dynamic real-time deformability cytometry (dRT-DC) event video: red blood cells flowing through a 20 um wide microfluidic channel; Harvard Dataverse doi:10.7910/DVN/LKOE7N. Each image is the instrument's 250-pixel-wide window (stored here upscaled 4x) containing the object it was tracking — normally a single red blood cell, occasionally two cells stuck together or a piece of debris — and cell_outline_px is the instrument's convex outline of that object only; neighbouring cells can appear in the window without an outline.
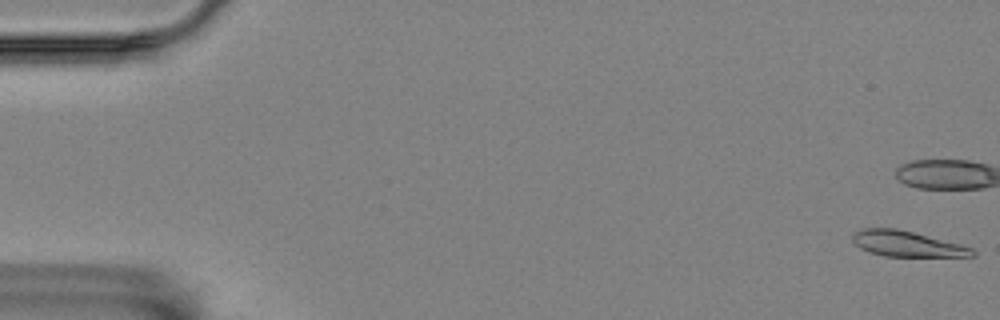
{"species": "Egyptian fruit bat (a non-hibernating species)", "species_latin": "Rousettus aegyptiacus", "temperature_condition": "room temperature", "stored_images_in_passage": 13, "camera_frame_rate_fps": 3000, "um_per_image_px": 0.085, "animal": {"sex": "female"}, "frame": {"image": 1, "passage_image": 1, "time_ms": 0.0, "image_size_px": [1000, 320], "cell_outline_px": [[976, 256], [884, 256], [868, 252], [860, 248], [852, 240], [852, 236], [856, 232], [864, 228], [896, 228], [960, 244], [972, 248], [976, 252]], "centroid_in_image_um": [77.08, 20.73], "position_along_channel_um": 7.9, "area_um2": 17.63}}